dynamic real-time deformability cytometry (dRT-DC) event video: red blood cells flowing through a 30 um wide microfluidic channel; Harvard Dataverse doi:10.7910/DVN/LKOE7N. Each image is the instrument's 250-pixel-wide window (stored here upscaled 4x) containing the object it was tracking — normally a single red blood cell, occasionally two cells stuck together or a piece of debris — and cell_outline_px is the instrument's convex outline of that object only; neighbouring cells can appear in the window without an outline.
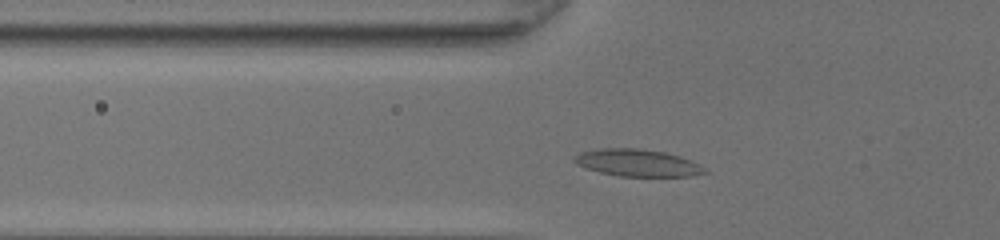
{"species": "common noctule bat (a hibernating species)", "species_latin": "Nyctalus noctula", "temperature_condition": "room temperature", "stored_images_in_passage": 32, "camera_frame_rate_fps": 3000, "um_per_image_px": 0.085, "animal": {"sex": "female", "body_mass_g": 20.0, "forearm_length_mm": 54.0}, "frame": {"image": 1, "passage_image": 6, "time_ms": 1.667, "image_size_px": [1000, 240], "cell_outline_px": [[708, 172], [692, 176], [620, 176], [600, 172], [584, 168], [576, 164], [572, 160], [580, 152], [600, 148], [640, 148], [664, 152], [680, 156], [700, 164]], "centroid_in_image_um": [54.17, 13.84], "position_along_channel_um": 71.6, "area_um2": 20.63}}
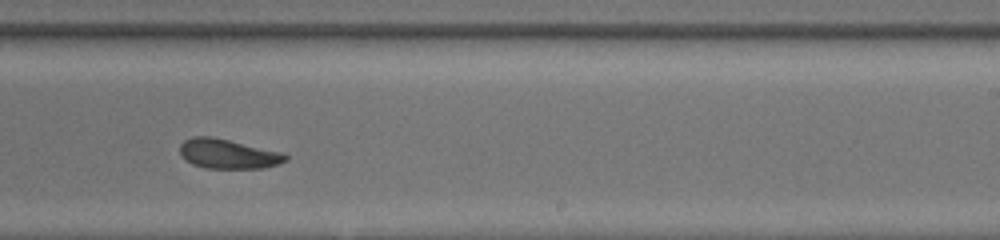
{"frame": {"image": 2, "passage_image": 20, "time_ms": 6.333, "image_size_px": [1000, 240], "cell_outline_px": [[288, 160], [264, 168], [204, 168], [192, 164], [184, 160], [180, 152], [180, 144], [184, 140], [192, 136], [212, 136], [284, 152], [288, 156]], "centroid_in_image_um": [19.37, 13.07], "position_along_channel_um": 269.6, "area_um2": 18.44}}
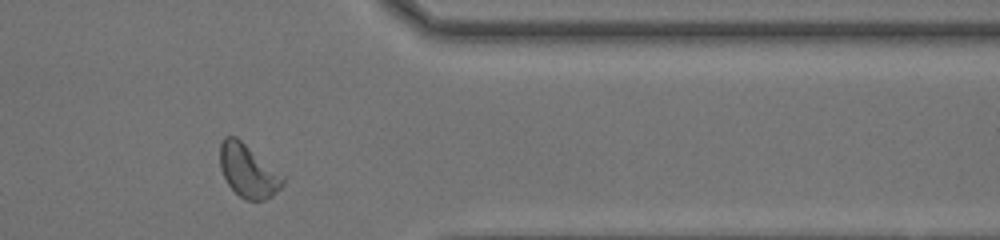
{"frame": {"image": 3, "passage_image": 29, "time_ms": 9.333, "image_size_px": [1000, 240], "cell_outline_px": [[284, 180], [280, 188], [272, 196], [264, 200], [244, 200], [228, 184], [220, 168], [220, 144], [224, 136], [236, 136], [284, 176]], "centroid_in_image_um": [21.07, 14.52], "position_along_channel_um": 390.3, "area_um2": 19.19}, "authors_computed_cell_mechanics": {"area_um2": 18.6405, "velocity_mm_per_s": 4.2861, "shape_relaxation_time_tau1_ms": 3.2317, "shape_relaxation_time_tau2_ms": 3.6878, "deformation_change_tau1": 0.1216, "deformation_change_tau2": 0.108}}